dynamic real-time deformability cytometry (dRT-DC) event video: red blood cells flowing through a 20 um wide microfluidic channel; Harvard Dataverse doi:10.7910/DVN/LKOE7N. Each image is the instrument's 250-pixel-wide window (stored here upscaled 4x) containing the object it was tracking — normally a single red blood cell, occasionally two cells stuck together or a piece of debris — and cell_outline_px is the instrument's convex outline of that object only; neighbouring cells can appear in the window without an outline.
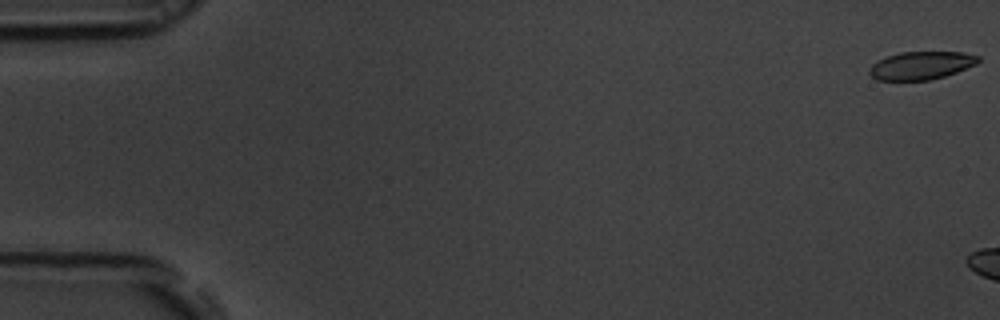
{"species": "common noctule bat (a hibernating species)", "species_latin": "Nyctalus noctula", "temperature_condition": "room temperature", "stored_images_in_passage": 8, "camera_frame_rate_fps": 3000, "um_per_image_px": 0.085, "animal": {"sex": "male", "body_mass_g": 19.5, "forearm_length_mm": 54.6}, "frame": {"image": 1, "passage_image": 1, "time_ms": 0.0, "image_size_px": [1000, 320], "cell_outline_px": [[980, 60], [976, 64], [956, 72], [944, 76], [928, 80], [876, 80], [868, 72], [868, 68], [872, 64], [884, 56], [900, 52], [964, 52], [980, 56]], "centroid_in_image_um": [78.27, 5.55], "position_along_channel_um": 6.7, "area_um2": 17.86}}